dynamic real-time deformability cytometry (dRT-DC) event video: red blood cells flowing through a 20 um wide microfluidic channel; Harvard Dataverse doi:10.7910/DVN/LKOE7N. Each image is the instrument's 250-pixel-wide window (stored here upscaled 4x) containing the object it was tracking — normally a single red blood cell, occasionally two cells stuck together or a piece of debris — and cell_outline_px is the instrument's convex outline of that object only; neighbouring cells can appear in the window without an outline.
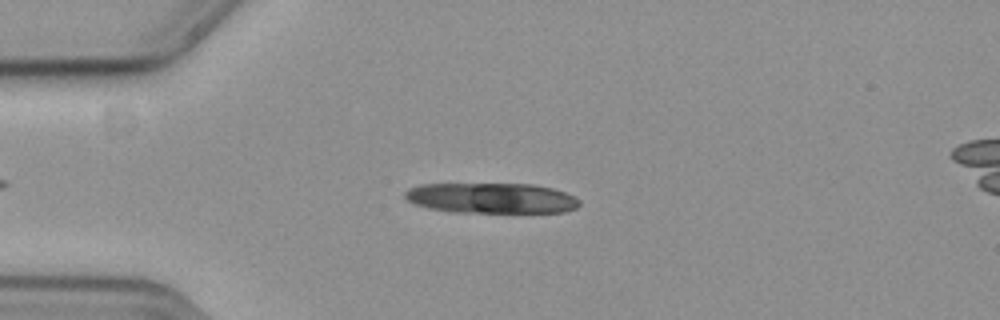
{"species": "common noctule bat (a hibernating species)", "species_latin": "Nyctalus noctula", "temperature_condition": "cold", "stored_images_in_passage": 12, "camera_frame_rate_fps": 3000, "um_per_image_px": 0.085, "animal": {"sex": "female", "body_mass_g": 19.3, "forearm_length_mm": 54.1}, "frame": {"image": 1, "passage_image": 6, "time_ms": 1.667, "image_size_px": [1000, 320], "cell_outline_px": [[580, 204], [576, 208], [564, 212], [452, 212], [428, 208], [412, 204], [404, 196], [404, 192], [408, 188], [420, 184], [532, 184], [552, 188], [564, 192], [580, 200]], "centroid_in_image_um": [41.73, 16.84], "position_along_channel_um": 43.3, "area_um2": 30.98}}